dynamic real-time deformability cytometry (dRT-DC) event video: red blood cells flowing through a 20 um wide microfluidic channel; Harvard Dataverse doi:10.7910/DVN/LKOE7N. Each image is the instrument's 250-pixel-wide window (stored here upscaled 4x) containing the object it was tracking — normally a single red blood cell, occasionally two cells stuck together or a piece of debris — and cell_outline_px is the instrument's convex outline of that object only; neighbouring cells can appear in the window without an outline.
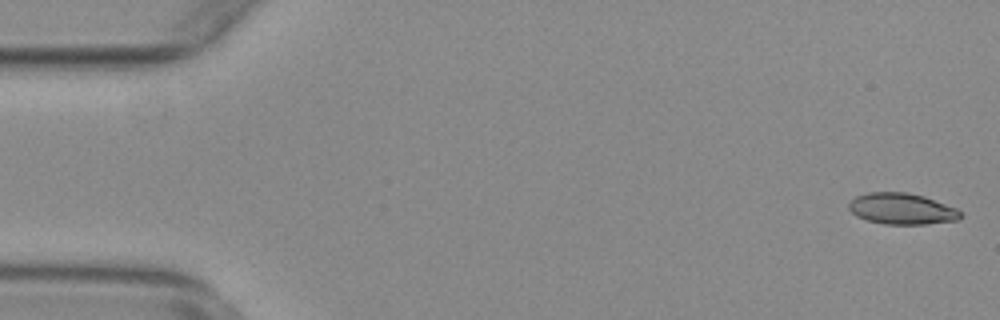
{"species": "common noctule bat (a hibernating species)", "species_latin": "Nyctalus noctula", "temperature_condition": "warm", "stored_images_in_passage": 55, "camera_frame_rate_fps": 3000, "um_per_image_px": 0.085, "animal": {"sex": "female", "body_mass_g": 29.2, "forearm_length_mm": 56.3}, "frame": {"image": 1, "passage_image": 2, "time_ms": 0.333, "image_size_px": [1000, 320], "cell_outline_px": [[960, 216], [956, 220], [924, 224], [884, 224], [868, 220], [856, 216], [848, 208], [848, 204], [856, 196], [868, 192], [908, 192], [924, 196], [956, 208], [960, 212]], "centroid_in_image_um": [76.62, 17.74], "position_along_channel_um": 8.4, "area_um2": 20.11}}
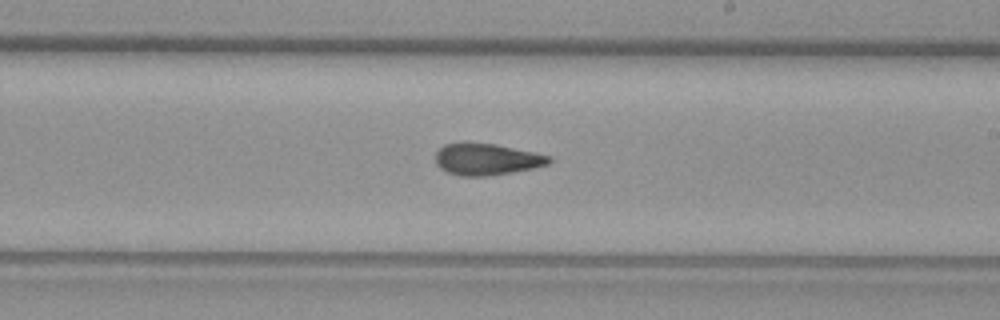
{"frame": {"image": 2, "passage_image": 32, "time_ms": 10.333, "image_size_px": [1000, 320], "cell_outline_px": [[552, 160], [548, 164], [532, 168], [512, 172], [488, 176], [460, 176], [448, 172], [440, 168], [436, 164], [436, 152], [444, 144], [464, 140], [496, 144], [552, 156]], "centroid_in_image_um": [41.33, 13.51], "position_along_channel_um": 247.7, "area_um2": 21.33}}
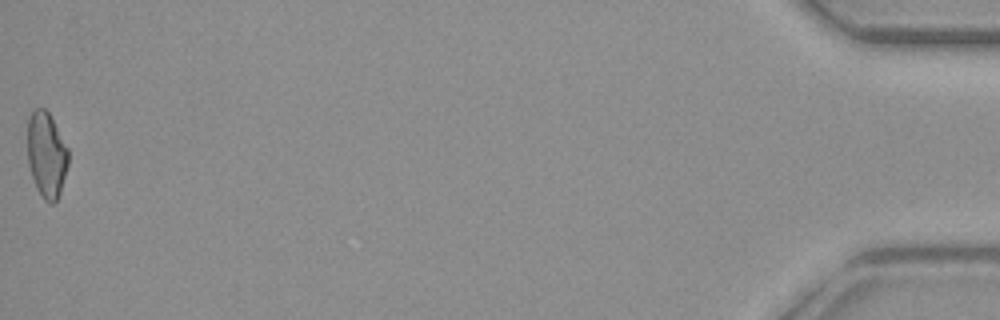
{"frame": {"image": 3, "passage_image": 55, "time_ms": 18.0, "image_size_px": [1000, 320], "cell_outline_px": [[68, 164], [60, 192], [56, 200], [52, 204], [48, 204], [44, 200], [36, 188], [28, 164], [28, 120], [32, 112], [36, 108], [44, 108], [48, 112], [68, 148]], "centroid_in_image_um": [3.95, 13.18], "position_along_channel_um": 431.3, "area_um2": 20.17}, "authors_computed_cell_mechanics": {"area_um2": 20.7502, "velocity_mm_per_s": 3.7977, "shape_relaxation_time_tau1_ms": null, "shape_relaxation_time_tau2_ms": 2.6856, "deformation_change_tau1": null, "deformation_change_tau2": 0.0979}}